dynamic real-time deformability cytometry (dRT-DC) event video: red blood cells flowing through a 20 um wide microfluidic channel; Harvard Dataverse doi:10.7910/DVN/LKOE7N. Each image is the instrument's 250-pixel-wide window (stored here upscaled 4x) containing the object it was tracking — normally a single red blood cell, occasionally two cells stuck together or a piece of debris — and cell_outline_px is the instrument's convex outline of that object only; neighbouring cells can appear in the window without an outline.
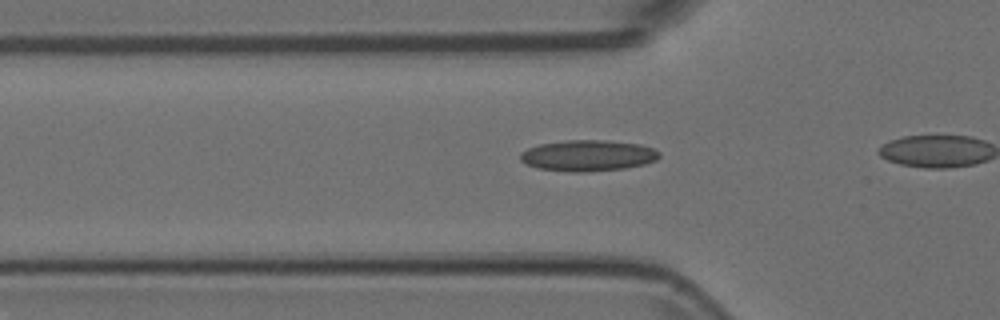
{"species": "Egyptian fruit bat (a non-hibernating species)", "species_latin": "Rousettus aegyptiacus", "temperature_condition": "room temperature", "stored_images_in_passage": 26, "camera_frame_rate_fps": 3000, "um_per_image_px": 0.085, "animal": {"sex": "female"}, "frame": {"image": 1, "passage_image": 2, "time_ms": 0.333, "image_size_px": [1000, 320], "cell_outline_px": [[660, 156], [656, 160], [644, 164], [624, 168], [588, 172], [572, 172], [540, 168], [528, 164], [520, 160], [520, 152], [528, 148], [540, 144], [568, 140], [604, 140], [640, 144], [652, 148], [660, 152]], "centroid_in_image_um": [49.99, 13.22], "position_along_channel_um": 75.8, "area_um2": 25.03}}
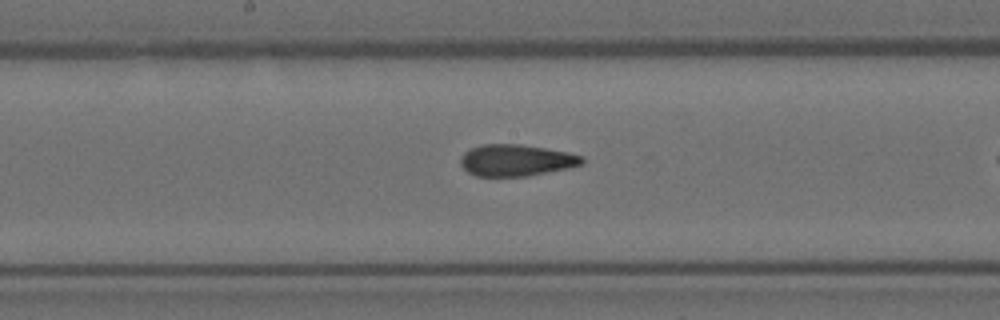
{"frame": {"image": 2, "passage_image": 12, "time_ms": 3.667, "image_size_px": [1000, 320], "cell_outline_px": [[584, 164], [568, 168], [528, 176], [476, 176], [468, 172], [460, 164], [460, 156], [464, 152], [472, 148], [484, 144], [520, 144], [568, 152], [584, 156]], "centroid_in_image_um": [43.88, 13.62], "position_along_channel_um": 204.3, "area_um2": 22.43}}
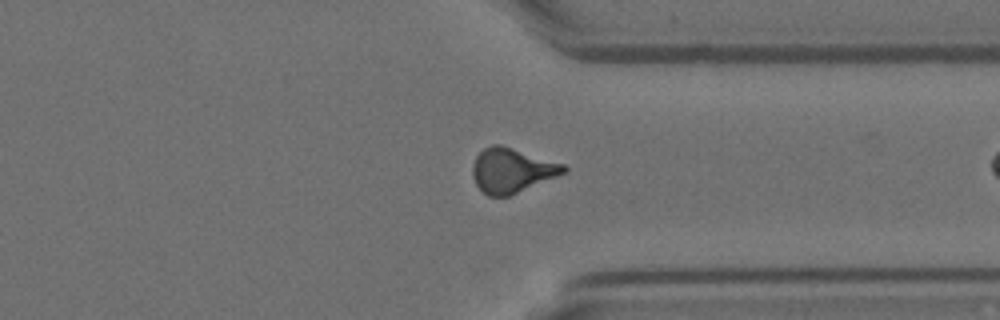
{"frame": {"image": 3, "passage_image": 25, "time_ms": 8.0, "image_size_px": [1000, 320], "cell_outline_px": [[568, 172], [508, 196], [488, 196], [476, 184], [472, 176], [472, 168], [476, 156], [484, 148], [492, 144], [500, 144], [564, 164], [568, 168]], "centroid_in_image_um": [43.51, 14.48], "position_along_channel_um": 367.9, "area_um2": 23.52}}